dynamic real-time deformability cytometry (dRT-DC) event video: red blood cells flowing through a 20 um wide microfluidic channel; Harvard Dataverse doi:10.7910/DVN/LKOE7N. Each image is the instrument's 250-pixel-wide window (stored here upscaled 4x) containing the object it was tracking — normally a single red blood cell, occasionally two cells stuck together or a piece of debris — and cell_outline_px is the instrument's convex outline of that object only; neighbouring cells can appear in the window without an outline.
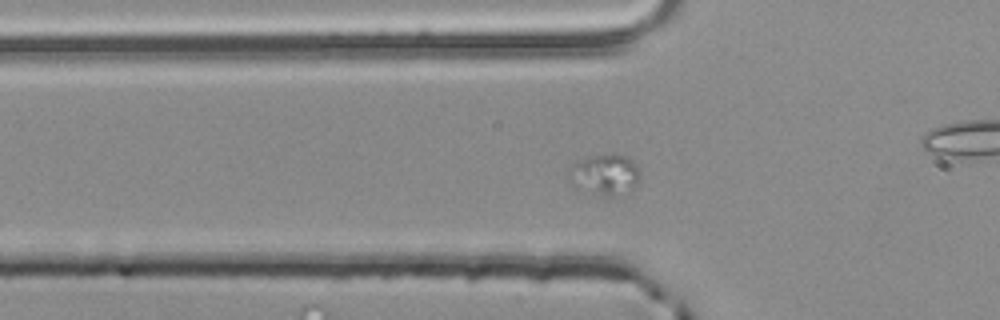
{"species": "common noctule bat (a hibernating species)", "species_latin": "Nyctalus noctula", "temperature_condition": "room temperature", "stored_images_in_passage": 13, "camera_frame_rate_fps": 3000, "um_per_image_px": 0.085, "animal": {"sex": "male", "body_mass_g": 20.4}, "frame": {"image": 1, "passage_image": 3, "time_ms": 0.667, "image_size_px": [1000, 320], "cell_outline_px": [[640, 176], [636, 184], [628, 192], [612, 196], [604, 196], [576, 192], [568, 184], [568, 172], [572, 164], [588, 156], [628, 156], [636, 164], [640, 172]], "centroid_in_image_um": [51.31, 14.91], "position_along_channel_um": 74.5, "area_um2": 17.4}}
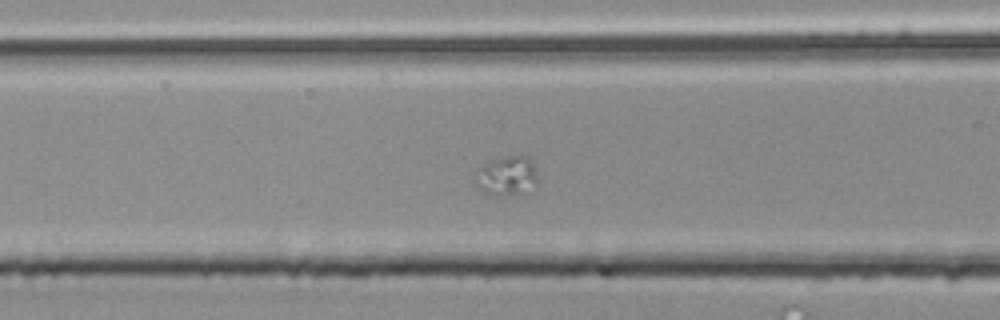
{"frame": {"image": 2, "passage_image": 7, "time_ms": 2.0, "image_size_px": [1000, 320], "cell_outline_px": [[536, 180], [524, 192], [492, 196], [488, 196], [480, 192], [472, 180], [480, 168], [484, 164], [520, 152], [528, 156], [536, 168]], "centroid_in_image_um": [43.01, 14.93], "position_along_channel_um": 123.6, "area_um2": 14.39}}